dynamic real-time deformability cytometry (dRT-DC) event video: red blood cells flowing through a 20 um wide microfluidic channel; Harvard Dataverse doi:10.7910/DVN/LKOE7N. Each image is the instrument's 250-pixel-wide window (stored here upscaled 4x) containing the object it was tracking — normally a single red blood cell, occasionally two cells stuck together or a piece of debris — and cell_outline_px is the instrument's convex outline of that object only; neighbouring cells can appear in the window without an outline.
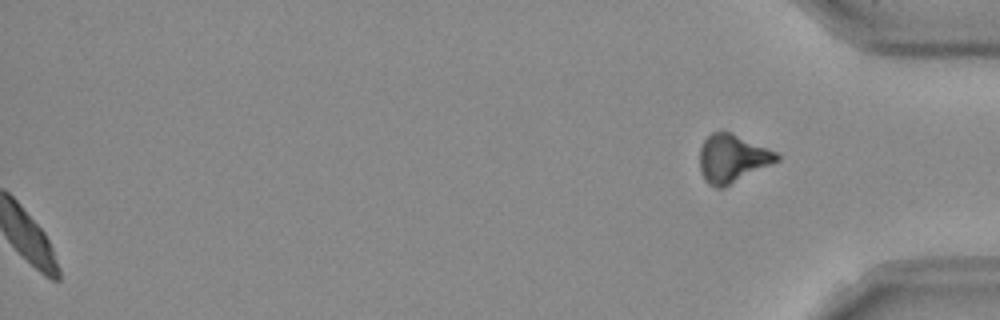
{"species": "Egyptian fruit bat (a non-hibernating species)", "species_latin": "Rousettus aegyptiacus", "temperature_condition": "room temperature", "stored_images_in_passage": 49, "segment_of_instrument_passage": [2, 2], "camera_frame_rate_fps": 3000, "um_per_image_px": 0.085, "frame": {"image": 1, "passage_image": 49, "time_ms": 16.0, "image_size_px": [1000, 320], "cell_outline_px": [[780, 160], [724, 188], [716, 188], [708, 184], [704, 180], [700, 168], [700, 148], [704, 140], [712, 132], [732, 132], [776, 152], [780, 156]], "centroid_in_image_um": [62.24, 13.48], "position_along_channel_um": 373.0, "area_um2": 21.62}}